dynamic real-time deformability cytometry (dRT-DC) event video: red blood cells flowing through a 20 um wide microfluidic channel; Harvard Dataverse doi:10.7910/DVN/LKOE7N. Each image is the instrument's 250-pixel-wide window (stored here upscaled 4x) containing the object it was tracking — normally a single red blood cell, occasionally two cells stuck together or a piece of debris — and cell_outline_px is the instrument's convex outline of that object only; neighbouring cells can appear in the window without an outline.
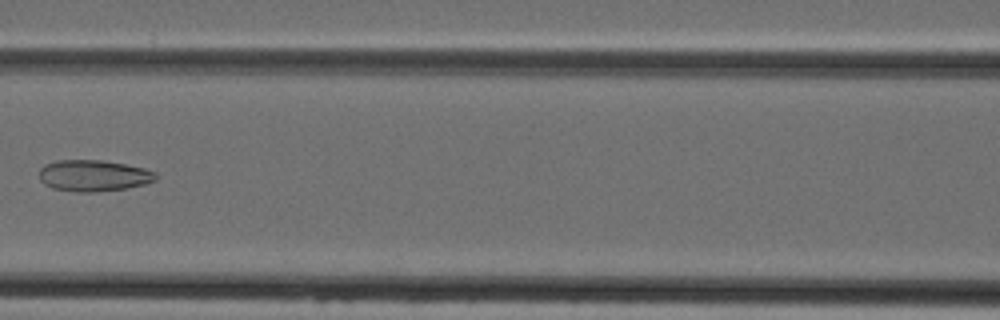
{"species": "Egyptian fruit bat (a non-hibernating species)", "species_latin": "Rousettus aegyptiacus", "temperature_condition": "cold", "stored_images_in_passage": 8, "camera_frame_rate_fps": 3000, "um_per_image_px": 0.085, "animal": {"sex": "female"}, "frame": {"image": 1, "passage_image": 7, "time_ms": 7.0, "image_size_px": [1000, 320], "cell_outline_px": [[156, 180], [144, 184], [124, 188], [92, 192], [76, 192], [52, 188], [44, 184], [40, 180], [40, 168], [44, 164], [56, 160], [104, 160], [144, 168], [156, 172]], "centroid_in_image_um": [7.92, 14.92], "position_along_channel_um": 158.7, "area_um2": 21.27}}
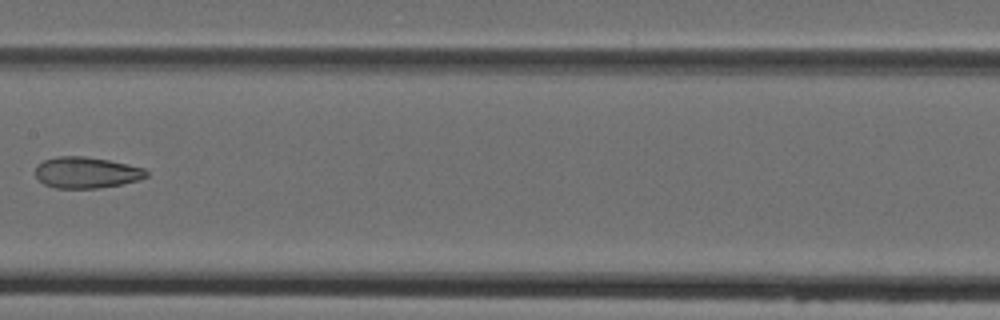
{"frame": {"image": 2, "passage_image": 8, "time_ms": 8.0, "image_size_px": [1000, 320], "cell_outline_px": [[148, 176], [140, 180], [120, 184], [96, 188], [56, 188], [44, 184], [36, 176], [36, 164], [44, 160], [60, 156], [84, 156], [108, 160], [128, 164], [144, 168], [148, 172]], "centroid_in_image_um": [7.35, 14.66], "position_along_channel_um": 200.0, "area_um2": 20.11}}